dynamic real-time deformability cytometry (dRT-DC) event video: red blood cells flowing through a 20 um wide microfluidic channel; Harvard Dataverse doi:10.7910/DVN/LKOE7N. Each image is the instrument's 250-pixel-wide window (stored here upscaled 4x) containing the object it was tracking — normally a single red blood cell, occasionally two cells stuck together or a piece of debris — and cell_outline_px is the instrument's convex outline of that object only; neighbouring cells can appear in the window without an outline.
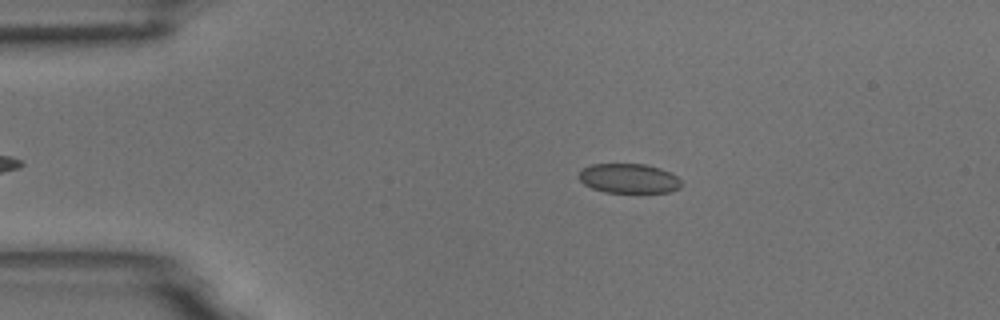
{"species": "common noctule bat (a hibernating species)", "species_latin": "Nyctalus noctula", "temperature_condition": "room temperature", "stored_images_in_passage": 46, "camera_frame_rate_fps": 3000, "um_per_image_px": 0.085, "animal": {"sex": "male", "body_mass_g": 18.8}, "frame": {"image": 1, "passage_image": 10, "time_ms": 3.0, "image_size_px": [1000, 320], "cell_outline_px": [[684, 184], [680, 188], [668, 192], [604, 192], [592, 188], [584, 184], [576, 176], [584, 168], [592, 164], [644, 164], [660, 168], [676, 176]], "centroid_in_image_um": [53.45, 15.17], "position_along_channel_um": 31.6, "area_um2": 17.63}}
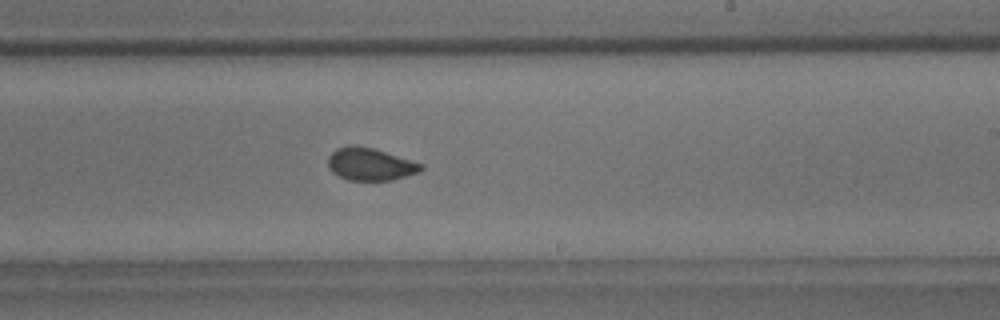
{"frame": {"image": 2, "passage_image": 32, "time_ms": 10.333, "image_size_px": [1000, 320], "cell_outline_px": [[424, 168], [420, 172], [392, 180], [348, 180], [332, 172], [328, 168], [328, 156], [336, 148], [348, 144], [356, 144], [372, 148], [424, 164]], "centroid_in_image_um": [31.45, 13.94], "position_along_channel_um": 257.5, "area_um2": 17.74}}
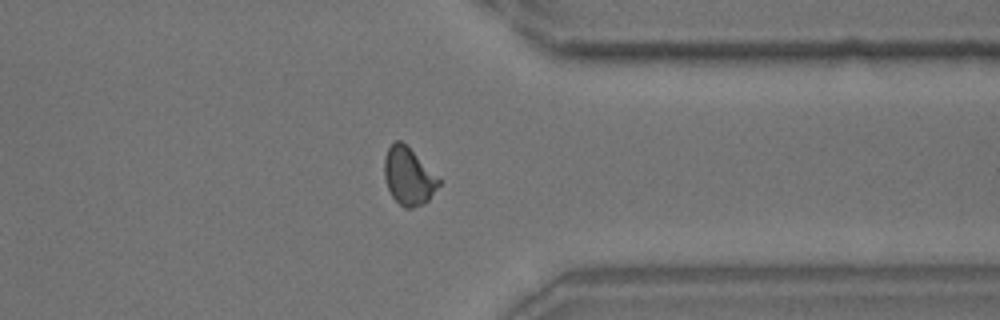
{"frame": {"image": 3, "passage_image": 42, "time_ms": 13.667, "image_size_px": [1000, 320], "cell_outline_px": [[440, 184], [428, 200], [424, 204], [412, 208], [404, 208], [392, 196], [388, 188], [384, 176], [384, 160], [388, 148], [396, 140], [400, 140], [440, 180]], "centroid_in_image_um": [34.7, 15.02], "position_along_channel_um": 376.7, "area_um2": 17.63}, "authors_computed_cell_mechanics": {"area_um2": 17.9758, "velocity_mm_per_s": 3.7128, "shape_relaxation_time_tau1_ms": 9.5608, "shape_relaxation_time_tau2_ms": 0.733, "deformation_change_tau1": 0.1148, "deformation_change_tau2": 0.0358}}